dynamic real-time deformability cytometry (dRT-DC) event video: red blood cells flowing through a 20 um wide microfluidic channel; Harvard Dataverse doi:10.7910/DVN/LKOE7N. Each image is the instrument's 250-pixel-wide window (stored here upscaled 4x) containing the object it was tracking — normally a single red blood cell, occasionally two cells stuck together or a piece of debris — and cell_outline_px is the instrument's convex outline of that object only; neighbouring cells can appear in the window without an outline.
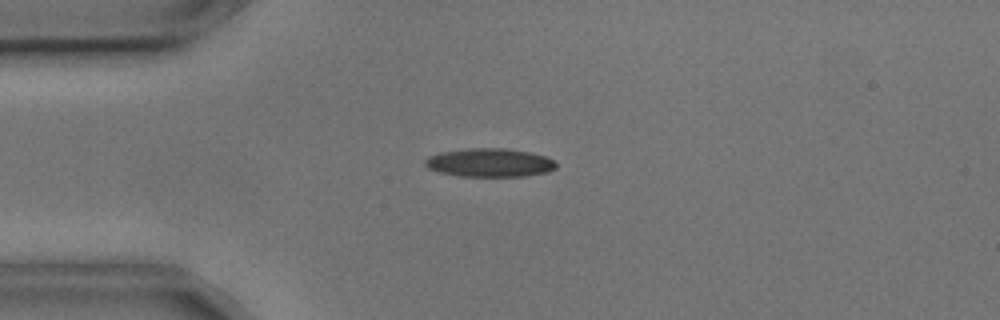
{"species": "common noctule bat (a hibernating species)", "species_latin": "Nyctalus noctula", "temperature_condition": "cold", "stored_images_in_passage": 1, "camera_frame_rate_fps": 3000, "um_per_image_px": 0.085, "animal": {"sex": "male", "body_mass_g": 17.9, "forearm_length_mm": 54.2}, "frame": {"image": 1, "passage_image": 1, "time_ms": 0.0, "image_size_px": [1000, 320], "cell_outline_px": [[556, 168], [548, 172], [524, 176], [460, 176], [440, 172], [428, 168], [424, 164], [424, 160], [428, 156], [440, 152], [468, 148], [504, 148], [528, 152], [544, 156], [556, 160]], "centroid_in_image_um": [41.61, 13.82], "position_along_channel_um": 43.4, "area_um2": 21.79}}